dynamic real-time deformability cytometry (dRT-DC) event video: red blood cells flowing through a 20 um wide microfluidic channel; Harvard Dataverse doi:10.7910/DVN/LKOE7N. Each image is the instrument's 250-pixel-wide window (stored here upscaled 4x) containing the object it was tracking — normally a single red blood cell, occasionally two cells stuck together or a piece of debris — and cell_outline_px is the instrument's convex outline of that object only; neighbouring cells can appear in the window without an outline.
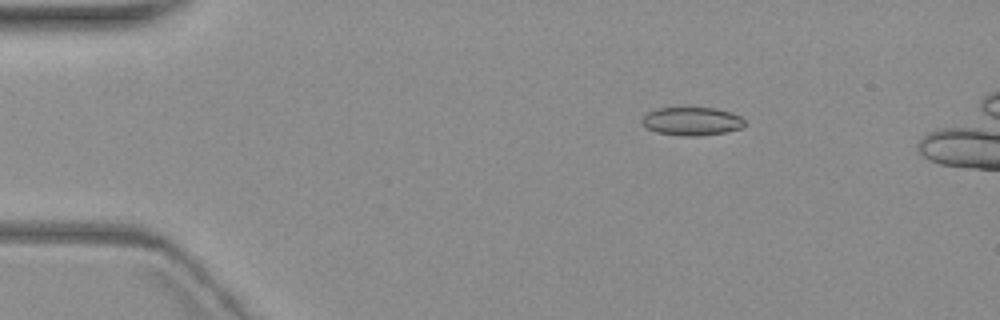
{"species": "common noctule bat (a hibernating species)", "species_latin": "Nyctalus noctula", "temperature_condition": "warm", "stored_images_in_passage": 6, "camera_frame_rate_fps": 3000, "um_per_image_px": 0.085, "animal": {"sex": "female", "body_mass_g": 19.3, "forearm_length_mm": 54.1}, "frame": {"image": 1, "passage_image": 3, "time_ms": 2.333, "image_size_px": [1000, 320], "cell_outline_px": [[748, 124], [740, 128], [724, 132], [696, 136], [680, 136], [656, 132], [648, 128], [640, 120], [648, 112], [656, 108], [680, 104], [716, 108], [732, 112], [740, 116]], "centroid_in_image_um": [58.79, 10.24], "position_along_channel_um": 26.2, "area_um2": 17.8}}